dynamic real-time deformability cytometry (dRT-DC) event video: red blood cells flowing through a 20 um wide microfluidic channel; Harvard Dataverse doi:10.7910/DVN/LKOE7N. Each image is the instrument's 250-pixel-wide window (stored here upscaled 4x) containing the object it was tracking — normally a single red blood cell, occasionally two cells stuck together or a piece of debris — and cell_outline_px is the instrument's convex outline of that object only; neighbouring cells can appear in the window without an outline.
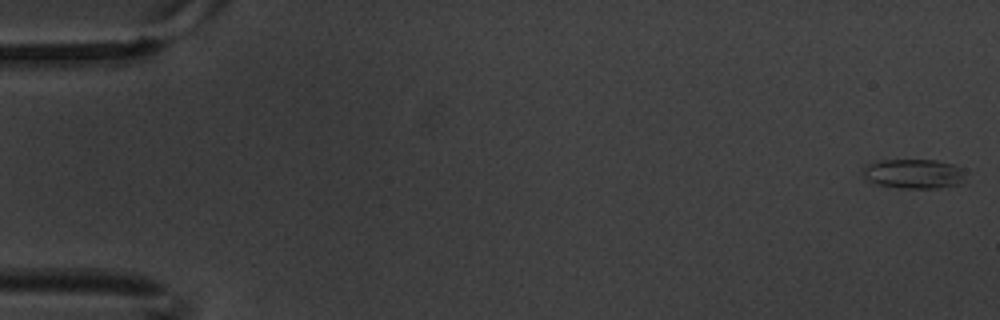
{"species": "common noctule bat (a hibernating species)", "species_latin": "Nyctalus noctula", "temperature_condition": "warm", "stored_images_in_passage": 6, "camera_frame_rate_fps": 3000, "um_per_image_px": 0.085, "animal": {"sex": "male", "body_mass_g": 20.1, "forearm_length_mm": 53.5}, "frame": {"image": 1, "passage_image": 1, "time_ms": 0.0, "image_size_px": [1000, 320], "cell_outline_px": [[964, 184], [940, 188], [900, 188], [876, 184], [868, 180], [864, 176], [864, 168], [868, 164], [880, 160], [936, 160], [956, 164], [964, 168]], "centroid_in_image_um": [77.76, 14.77], "position_along_channel_um": 7.2, "area_um2": 17.92}}